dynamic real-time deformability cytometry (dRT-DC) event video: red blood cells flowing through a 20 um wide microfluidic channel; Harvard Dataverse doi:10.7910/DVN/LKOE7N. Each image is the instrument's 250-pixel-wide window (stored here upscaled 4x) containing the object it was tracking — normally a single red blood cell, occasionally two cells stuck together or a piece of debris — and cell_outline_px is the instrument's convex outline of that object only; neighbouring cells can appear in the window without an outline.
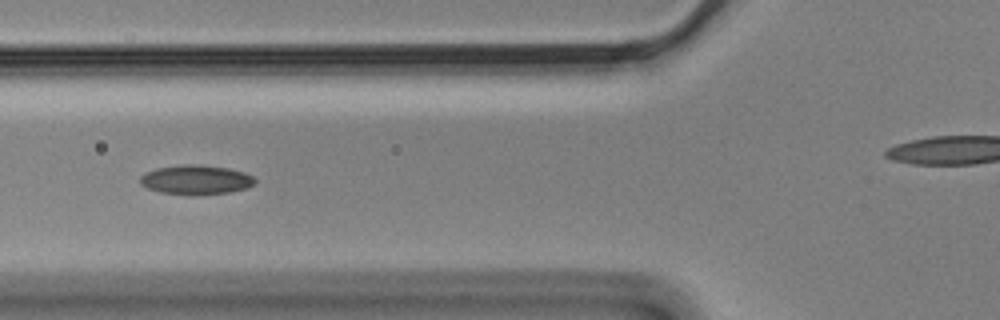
{"species": "Egyptian fruit bat (a non-hibernating species)", "species_latin": "Rousettus aegyptiacus", "temperature_condition": "cold", "stored_images_in_passage": 9, "segment_of_instrument_passage": [1, 2], "camera_frame_rate_fps": 3000, "um_per_image_px": 0.085, "animal": {"sex": "male"}, "frame": {"image": 1, "passage_image": 7, "time_ms": 2.0, "image_size_px": [1000, 320], "cell_outline_px": [[256, 180], [248, 188], [228, 192], [196, 196], [192, 196], [160, 192], [148, 188], [140, 184], [140, 176], [156, 168], [184, 164], [196, 164], [228, 168], [244, 172], [252, 176]], "centroid_in_image_um": [16.65, 15.29], "position_along_channel_um": 109.2, "area_um2": 19.77}}
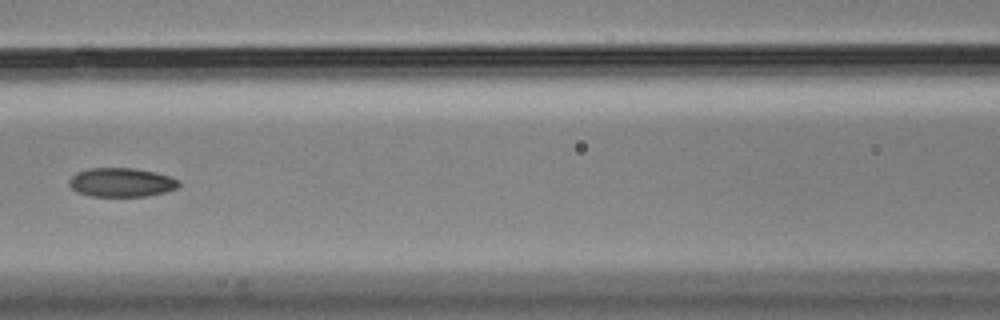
{"frame": {"image": 2, "passage_image": 8, "time_ms": 2.333, "image_size_px": [1000, 320], "cell_outline_px": [[180, 184], [176, 188], [164, 192], [148, 196], [92, 196], [76, 192], [68, 184], [68, 180], [76, 172], [88, 168], [136, 168], [156, 172], [172, 176], [180, 180]], "centroid_in_image_um": [10.32, 15.49], "position_along_channel_um": 156.3, "area_um2": 18.73}}